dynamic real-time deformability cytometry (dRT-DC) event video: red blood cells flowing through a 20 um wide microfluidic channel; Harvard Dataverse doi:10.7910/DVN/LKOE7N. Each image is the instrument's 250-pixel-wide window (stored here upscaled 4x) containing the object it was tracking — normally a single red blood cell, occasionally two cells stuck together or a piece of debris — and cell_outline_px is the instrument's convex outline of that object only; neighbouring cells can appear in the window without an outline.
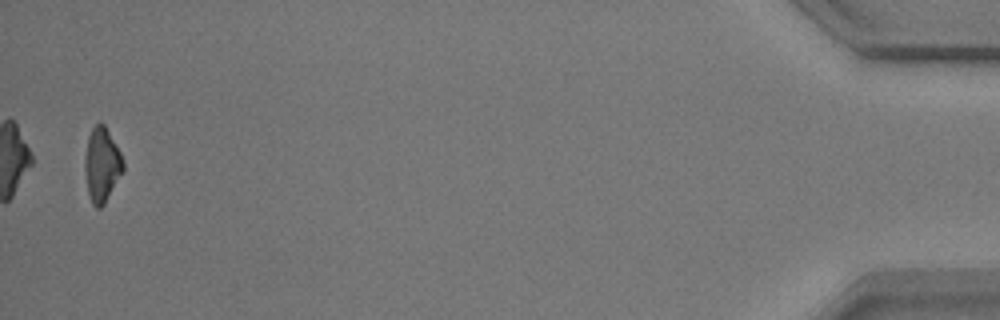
{"species": "common noctule bat (a hibernating species)", "species_latin": "Nyctalus noctula", "temperature_condition": "warm", "stored_images_in_passage": 42, "camera_frame_rate_fps": 3000, "um_per_image_px": 0.085, "animal": {"sex": "male", "body_mass_g": 17.9}, "frame": {"image": 1, "passage_image": 41, "time_ms": 13.333, "image_size_px": [1000, 320], "cell_outline_px": [[124, 168], [104, 204], [100, 208], [96, 208], [92, 204], [88, 192], [84, 168], [84, 160], [88, 136], [92, 128], [100, 120], [104, 124], [116, 144], [124, 160]], "centroid_in_image_um": [8.64, 13.97], "position_along_channel_um": 426.6, "area_um2": 16.53}, "authors_computed_cell_mechanics": {"area_um2": 17.4845, "velocity_mm_per_s": 3.5222, "shape_relaxation_time_tau1_ms": 2.9418, "shape_relaxation_time_tau2_ms": null, "deformation_change_tau1": 0.1637, "deformation_change_tau2": null}}